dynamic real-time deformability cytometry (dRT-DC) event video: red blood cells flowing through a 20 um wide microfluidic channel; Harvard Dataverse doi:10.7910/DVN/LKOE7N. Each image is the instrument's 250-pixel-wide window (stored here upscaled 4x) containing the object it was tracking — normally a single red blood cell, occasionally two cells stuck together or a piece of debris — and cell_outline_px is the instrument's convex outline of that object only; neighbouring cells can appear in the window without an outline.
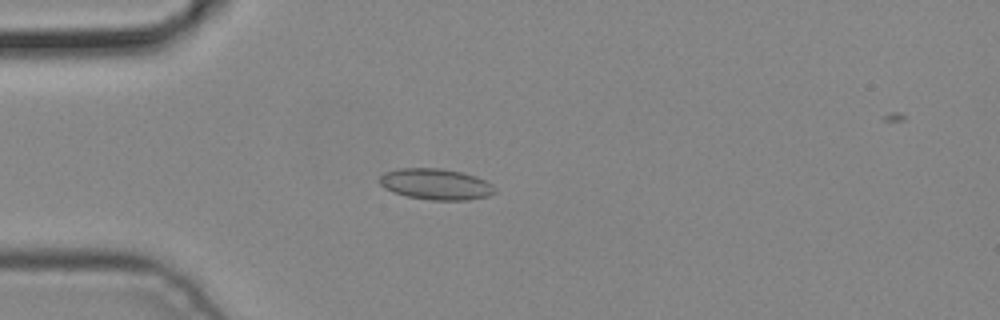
{"species": "common noctule bat (a hibernating species)", "species_latin": "Nyctalus noctula", "temperature_condition": "cold", "stored_images_in_passage": 2, "camera_frame_rate_fps": 3000, "um_per_image_px": 0.085, "animal": {"sex": "male", "body_mass_g": 19.2, "forearm_length_mm": 51.8}, "frame": {"image": 1, "passage_image": 2, "time_ms": 0.333, "image_size_px": [1000, 320], "cell_outline_px": [[496, 192], [488, 196], [468, 200], [432, 200], [408, 196], [392, 192], [384, 188], [380, 184], [380, 176], [384, 172], [400, 168], [440, 168], [460, 172], [476, 176], [492, 184], [496, 188]], "centroid_in_image_um": [37.05, 15.65], "position_along_channel_um": 47.9, "area_um2": 20.87}}